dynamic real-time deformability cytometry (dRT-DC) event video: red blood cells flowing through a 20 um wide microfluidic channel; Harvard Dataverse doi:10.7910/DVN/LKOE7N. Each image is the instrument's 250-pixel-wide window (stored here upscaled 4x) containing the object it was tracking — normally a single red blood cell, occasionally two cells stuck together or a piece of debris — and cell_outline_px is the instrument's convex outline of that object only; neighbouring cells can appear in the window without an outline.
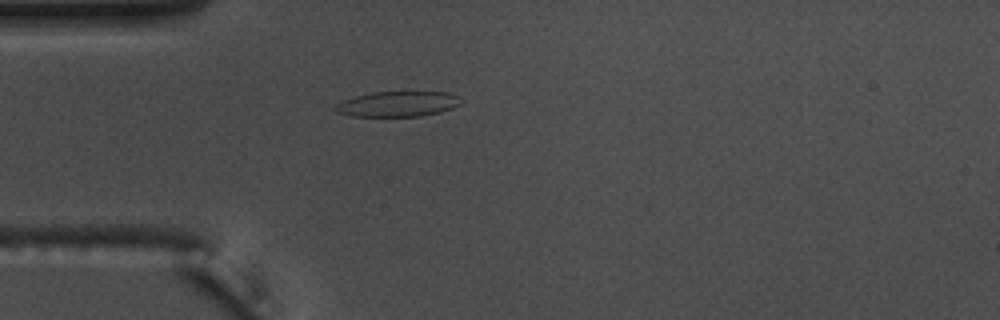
{"species": "common noctule bat (a hibernating species)", "species_latin": "Nyctalus noctula", "temperature_condition": "warm", "stored_images_in_passage": 43, "camera_frame_rate_fps": 3000, "um_per_image_px": 0.085, "animal": {"sex": "male", "body_mass_g": 17.5, "forearm_length_mm": 52.3}, "frame": {"image": 1, "passage_image": 3, "time_ms": 0.667, "image_size_px": [1000, 320], "cell_outline_px": [[464, 100], [460, 104], [452, 108], [440, 112], [420, 116], [352, 116], [336, 112], [332, 108], [340, 100], [372, 92], [448, 92], [460, 96]], "centroid_in_image_um": [33.81, 8.83], "position_along_channel_um": 51.2, "area_um2": 18.73}}
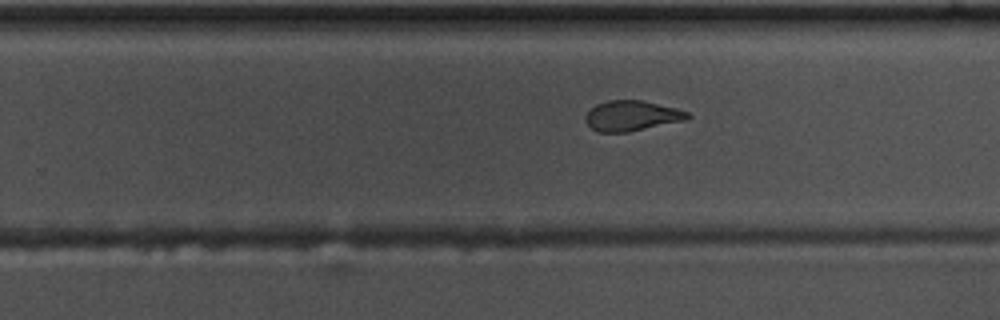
{"frame": {"image": 2, "passage_image": 22, "time_ms": 7.0, "image_size_px": [1000, 320], "cell_outline_px": [[692, 116], [688, 120], [628, 132], [596, 132], [584, 120], [584, 116], [596, 104], [608, 100], [640, 100], [676, 108], [688, 112]], "centroid_in_image_um": [53.71, 9.85], "position_along_channel_um": 276.1, "area_um2": 18.09}}
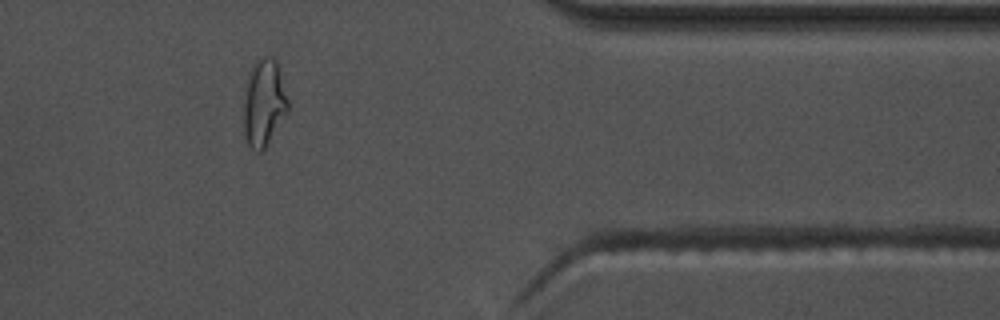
{"frame": {"image": 3, "passage_image": 33, "time_ms": 10.667, "image_size_px": [1000, 320], "cell_outline_px": [[288, 112], [264, 148], [260, 152], [256, 152], [248, 144], [244, 132], [244, 104], [248, 80], [252, 68], [256, 60], [264, 56], [272, 56], [276, 60], [288, 100]], "centroid_in_image_um": [22.44, 8.75], "position_along_channel_um": 389.0, "area_um2": 21.96}, "authors_computed_cell_mechanics": {"area_um2": 18.9006, "velocity_mm_per_s": 3.6826, "shape_relaxation_time_tau1_ms": 6.8042, "shape_relaxation_time_tau2_ms": 1.9567, "deformation_change_tau1": 0.213, "deformation_change_tau2": 0.0932}}